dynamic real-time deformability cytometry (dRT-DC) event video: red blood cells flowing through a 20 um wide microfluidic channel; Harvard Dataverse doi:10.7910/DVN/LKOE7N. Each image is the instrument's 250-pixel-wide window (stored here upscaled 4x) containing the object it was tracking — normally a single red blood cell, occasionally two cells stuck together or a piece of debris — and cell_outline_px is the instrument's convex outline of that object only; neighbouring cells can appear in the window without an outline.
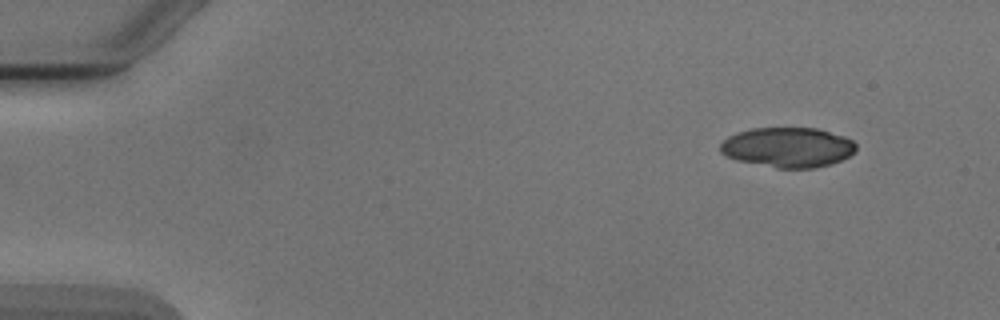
{"species": "Egyptian fruit bat (a non-hibernating species)", "species_latin": "Rousettus aegyptiacus", "temperature_condition": "cold", "stored_images_in_passage": 4, "camera_frame_rate_fps": 3000, "um_per_image_px": 0.085, "animal": {"sex": "male"}, "frame": {"image": 1, "passage_image": 1, "time_ms": 0.0, "image_size_px": [1000, 320], "cell_outline_px": [[856, 148], [848, 156], [840, 160], [828, 164], [812, 168], [776, 168], [736, 160], [720, 152], [720, 144], [728, 136], [736, 132], [752, 128], [816, 128], [844, 136], [852, 140], [856, 144]], "centroid_in_image_um": [66.93, 12.51], "position_along_channel_um": 18.1, "area_um2": 31.44}}